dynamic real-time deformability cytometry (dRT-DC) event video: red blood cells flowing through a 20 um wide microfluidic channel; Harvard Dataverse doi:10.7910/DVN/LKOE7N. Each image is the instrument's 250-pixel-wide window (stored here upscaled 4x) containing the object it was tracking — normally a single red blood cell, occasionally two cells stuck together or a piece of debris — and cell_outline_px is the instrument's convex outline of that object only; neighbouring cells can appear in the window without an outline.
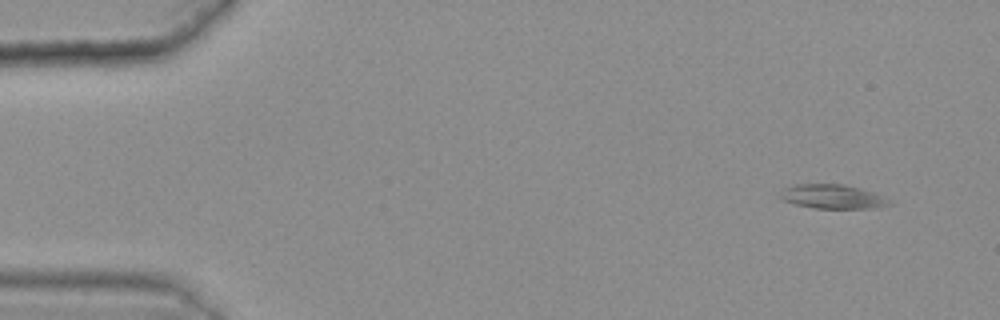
{"species": "common noctule bat (a hibernating species)", "species_latin": "Nyctalus noctula", "temperature_condition": "warm", "stored_images_in_passage": 46, "camera_frame_rate_fps": 3000, "um_per_image_px": 0.085, "animal": {"sex": "female", "body_mass_g": 25.1}, "frame": {"image": 1, "passage_image": 1, "time_ms": 0.0, "image_size_px": [1000, 320], "cell_outline_px": [[896, 204], [868, 208], [816, 208], [796, 204], [784, 200], [780, 196], [780, 192], [784, 188], [796, 184], [844, 184], [860, 188], [872, 192]], "centroid_in_image_um": [70.76, 16.7], "position_along_channel_um": 14.2, "area_um2": 15.09}}
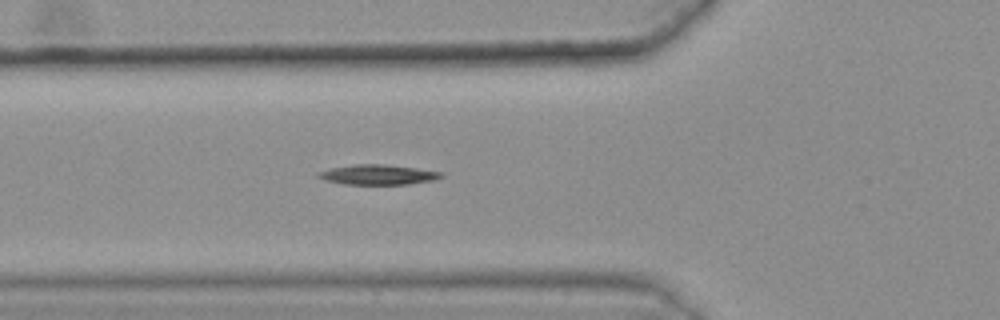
{"frame": {"image": 2, "passage_image": 17, "time_ms": 5.333, "image_size_px": [1000, 320], "cell_outline_px": [[444, 176], [436, 180], [408, 184], [344, 184], [324, 180], [316, 176], [316, 172], [332, 168], [352, 164], [384, 164], [416, 168], [444, 172]], "centroid_in_image_um": [32.14, 14.84], "position_along_channel_um": 93.7, "area_um2": 14.45}}
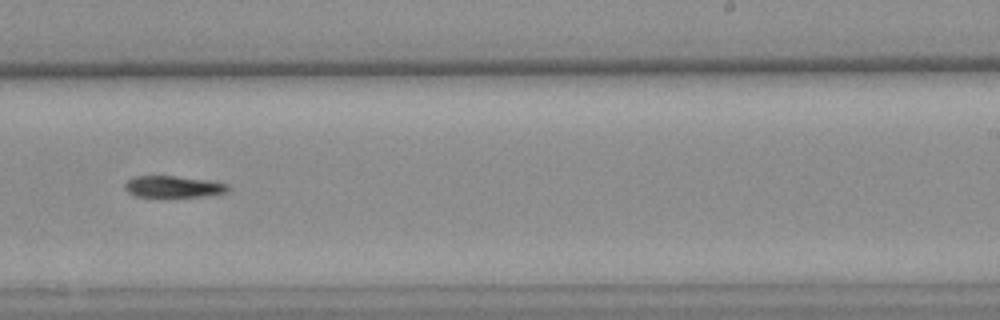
{"frame": {"image": 3, "passage_image": 32, "time_ms": 10.333, "image_size_px": [1000, 320], "cell_outline_px": [[228, 192], [204, 196], [136, 196], [128, 192], [124, 188], [124, 184], [132, 176], [176, 176], [208, 180], [228, 184]], "centroid_in_image_um": [14.71, 15.85], "position_along_channel_um": 274.3, "area_um2": 12.83}, "authors_computed_cell_mechanics": {"area_um2": 14.0743, "velocity_mm_per_s": 3.6145, "shape_relaxation_time_tau1_ms": 10.7379, "shape_relaxation_time_tau2_ms": null, "deformation_change_tau1": 0.186, "deformation_change_tau2": null}}